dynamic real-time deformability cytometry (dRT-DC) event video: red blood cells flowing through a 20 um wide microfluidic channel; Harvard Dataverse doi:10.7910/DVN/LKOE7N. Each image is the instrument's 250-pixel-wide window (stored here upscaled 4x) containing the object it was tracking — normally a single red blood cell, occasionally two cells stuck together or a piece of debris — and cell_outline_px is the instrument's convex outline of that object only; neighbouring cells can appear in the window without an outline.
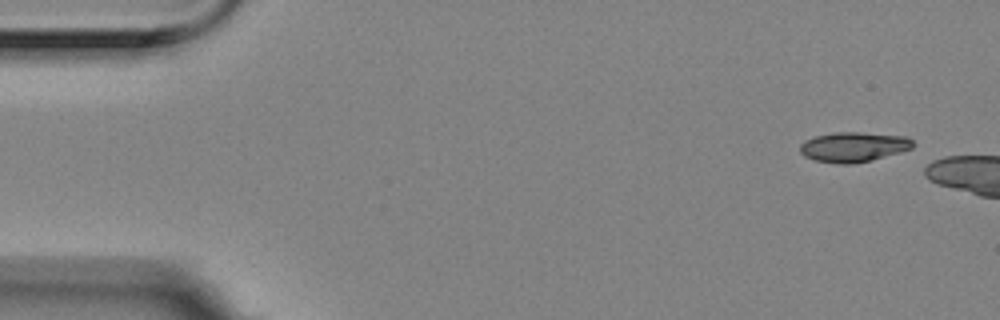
{"species": "Egyptian fruit bat (a non-hibernating species)", "species_latin": "Rousettus aegyptiacus", "temperature_condition": "room temperature", "stored_images_in_passage": 3, "camera_frame_rate_fps": 3000, "um_per_image_px": 0.085, "animal": {"sex": "female"}, "frame": {"image": 1, "passage_image": 1, "time_ms": 0.0, "image_size_px": [1000, 320], "cell_outline_px": [[912, 148], [900, 152], [872, 160], [852, 164], [840, 164], [816, 160], [804, 156], [800, 152], [800, 144], [804, 140], [812, 136], [836, 132], [860, 132], [908, 136], [912, 140]], "centroid_in_image_um": [72.53, 12.48], "position_along_channel_um": 12.5, "area_um2": 19.77}}